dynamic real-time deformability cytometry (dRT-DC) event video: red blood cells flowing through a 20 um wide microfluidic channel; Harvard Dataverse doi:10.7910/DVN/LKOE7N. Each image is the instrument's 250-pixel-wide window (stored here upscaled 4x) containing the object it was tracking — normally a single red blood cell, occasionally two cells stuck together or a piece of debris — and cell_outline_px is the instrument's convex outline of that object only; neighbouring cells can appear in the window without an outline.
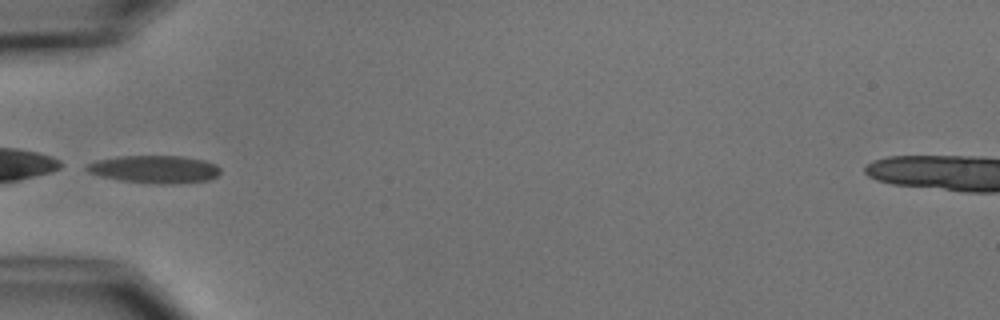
{"species": "common noctule bat (a hibernating species)", "species_latin": "Nyctalus noctula", "temperature_condition": "cold", "stored_images_in_passage": 4, "camera_frame_rate_fps": 3000, "um_per_image_px": 0.085, "animal": {"sex": "male", "body_mass_g": 15.6}, "frame": {"image": 1, "passage_image": 4, "time_ms": 4.333, "image_size_px": [1000, 320], "cell_outline_px": [[220, 172], [216, 176], [208, 180], [172, 184], [156, 184], [120, 180], [100, 176], [88, 172], [84, 168], [84, 164], [96, 160], [120, 156], [180, 156], [204, 160], [216, 164], [220, 168]], "centroid_in_image_um": [13.1, 14.38], "position_along_channel_um": 71.9, "area_um2": 21.68}}